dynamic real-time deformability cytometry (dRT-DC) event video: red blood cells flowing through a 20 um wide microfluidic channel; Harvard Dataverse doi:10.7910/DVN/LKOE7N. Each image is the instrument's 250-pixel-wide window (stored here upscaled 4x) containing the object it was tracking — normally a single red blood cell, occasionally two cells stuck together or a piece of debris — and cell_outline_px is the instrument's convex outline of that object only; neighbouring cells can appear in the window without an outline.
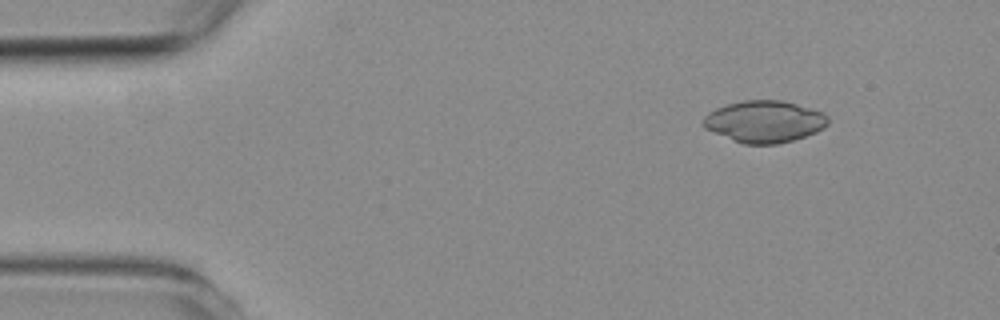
{"species": "common noctule bat (a hibernating species)", "species_latin": "Nyctalus noctula", "temperature_condition": "room temperature", "stored_images_in_passage": 3, "camera_frame_rate_fps": 3000, "um_per_image_px": 0.085, "animal": {"sex": "female", "body_mass_g": 19.3, "forearm_length_mm": 54.1}, "frame": {"image": 1, "passage_image": 1, "time_ms": 0.0, "image_size_px": [1000, 320], "cell_outline_px": [[828, 124], [824, 128], [816, 132], [792, 140], [776, 144], [744, 144], [732, 140], [704, 128], [704, 116], [708, 112], [716, 108], [728, 104], [744, 100], [784, 100], [824, 112], [828, 116]], "centroid_in_image_um": [64.99, 10.32], "position_along_channel_um": 20.0, "area_um2": 30.4}}